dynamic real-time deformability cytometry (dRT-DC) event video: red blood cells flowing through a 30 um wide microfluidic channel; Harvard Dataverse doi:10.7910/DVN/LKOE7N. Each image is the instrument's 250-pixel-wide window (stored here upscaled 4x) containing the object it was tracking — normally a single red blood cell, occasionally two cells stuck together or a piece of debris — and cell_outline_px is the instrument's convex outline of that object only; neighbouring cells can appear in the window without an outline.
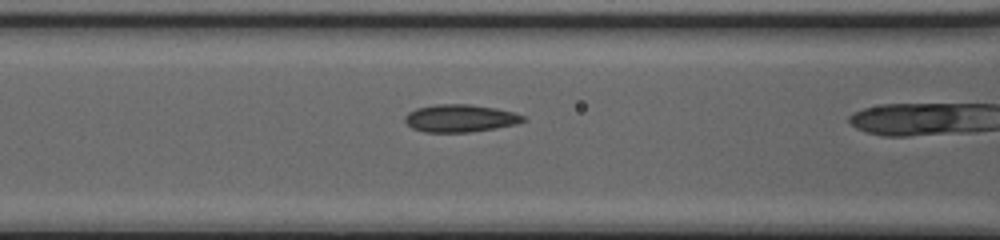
{"species": "common noctule bat (a hibernating species)", "species_latin": "Nyctalus noctula", "temperature_condition": "cold", "stored_images_in_passage": 5, "camera_frame_rate_fps": 3000, "um_per_image_px": 0.085, "animal": {"sex": "female", "body_mass_g": 20.0, "forearm_length_mm": 54.0}, "frame": {"image": 1, "passage_image": 4, "time_ms": 1.0, "image_size_px": [1000, 240], "cell_outline_px": [[528, 120], [516, 124], [496, 128], [468, 132], [424, 132], [412, 128], [404, 120], [404, 116], [408, 112], [416, 108], [436, 104], [468, 104], [496, 108], [516, 112], [524, 116]], "centroid_in_image_um": [39.13, 10.05], "position_along_channel_um": 127.5, "area_um2": 19.13}}